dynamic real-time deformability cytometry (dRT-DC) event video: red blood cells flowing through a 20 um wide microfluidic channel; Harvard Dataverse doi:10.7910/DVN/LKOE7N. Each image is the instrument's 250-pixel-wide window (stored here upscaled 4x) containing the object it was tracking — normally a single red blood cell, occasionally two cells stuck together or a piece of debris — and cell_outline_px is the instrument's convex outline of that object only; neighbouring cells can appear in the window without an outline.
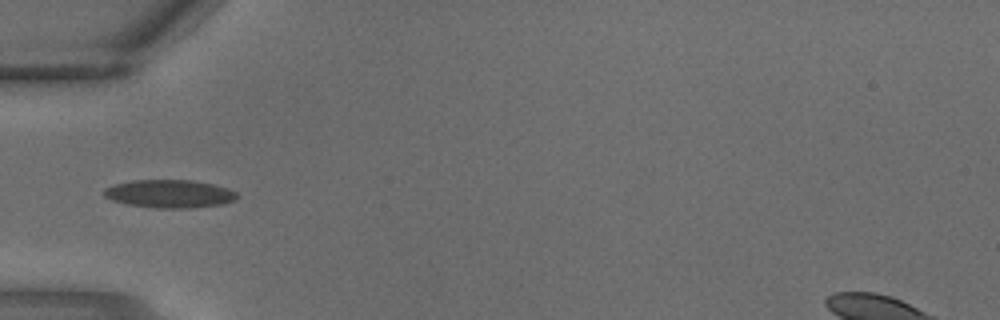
{"species": "common noctule bat (a hibernating species)", "species_latin": "Nyctalus noctula", "temperature_condition": "warm", "stored_images_in_passage": 3, "camera_frame_rate_fps": 3000, "um_per_image_px": 0.085, "animal": {"sex": "male", "body_mass_g": 18.8}, "frame": {"image": 1, "passage_image": 3, "time_ms": 0.667, "image_size_px": [1000, 320], "cell_outline_px": [[236, 200], [224, 204], [188, 208], [156, 208], [128, 204], [112, 200], [104, 196], [104, 188], [112, 184], [132, 180], [192, 180], [212, 184], [228, 188], [236, 192]], "centroid_in_image_um": [14.4, 16.47], "position_along_channel_um": 70.6, "area_um2": 21.79}}